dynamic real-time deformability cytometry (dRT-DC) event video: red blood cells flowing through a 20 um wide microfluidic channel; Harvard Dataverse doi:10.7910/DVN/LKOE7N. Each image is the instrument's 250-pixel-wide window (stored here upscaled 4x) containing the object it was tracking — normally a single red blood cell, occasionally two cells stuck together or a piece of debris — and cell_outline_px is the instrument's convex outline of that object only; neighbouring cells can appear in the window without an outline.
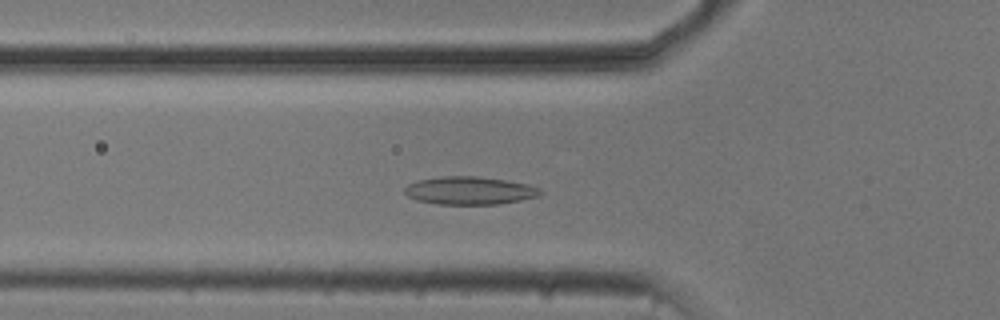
{"species": "common noctule bat (a hibernating species)", "species_latin": "Nyctalus noctula", "temperature_condition": "cold", "stored_images_in_passage": 49, "camera_frame_rate_fps": 3000, "um_per_image_px": 0.085, "animal": {"sex": "male", "body_mass_g": 20.5, "forearm_length_mm": 52.5}, "frame": {"image": 1, "passage_image": 14, "time_ms": 4.333, "image_size_px": [1000, 320], "cell_outline_px": [[540, 196], [500, 204], [436, 204], [416, 200], [408, 196], [404, 192], [404, 188], [408, 184], [416, 180], [444, 176], [476, 176], [504, 180], [528, 184], [540, 188]], "centroid_in_image_um": [39.89, 16.2], "position_along_channel_um": 85.9, "area_um2": 22.08}}
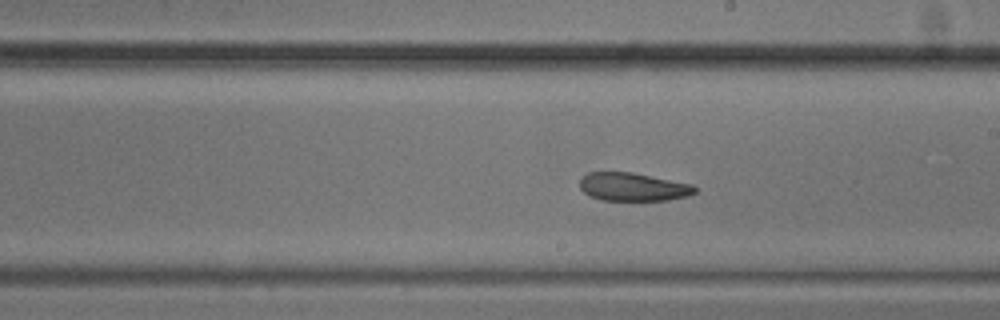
{"frame": {"image": 2, "passage_image": 26, "time_ms": 8.333, "image_size_px": [1000, 320], "cell_outline_px": [[696, 192], [688, 196], [668, 200], [600, 200], [584, 192], [580, 188], [580, 180], [588, 172], [632, 172], [692, 184], [696, 188]], "centroid_in_image_um": [53.82, 15.88], "position_along_channel_um": 235.2, "area_um2": 18.84}}
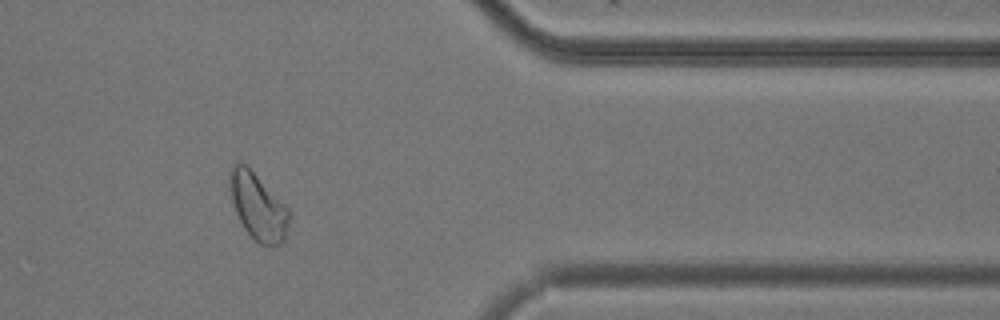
{"frame": {"image": 3, "passage_image": 40, "time_ms": 13.0, "image_size_px": [1000, 320], "cell_outline_px": [[288, 224], [284, 240], [280, 244], [272, 248], [260, 244], [244, 228], [236, 212], [232, 200], [228, 180], [228, 172], [232, 164], [240, 160], [288, 208]], "centroid_in_image_um": [21.89, 17.56], "position_along_channel_um": 389.5, "area_um2": 22.66}, "authors_computed_cell_mechanics": {"area_um2": 21.8484, "velocity_mm_per_s": 3.7184, "shape_relaxation_time_tau1_ms": 5.7428, "shape_relaxation_time_tau2_ms": 3.669, "deformation_change_tau1": 0.1451, "deformation_change_tau2": 0.0938}}